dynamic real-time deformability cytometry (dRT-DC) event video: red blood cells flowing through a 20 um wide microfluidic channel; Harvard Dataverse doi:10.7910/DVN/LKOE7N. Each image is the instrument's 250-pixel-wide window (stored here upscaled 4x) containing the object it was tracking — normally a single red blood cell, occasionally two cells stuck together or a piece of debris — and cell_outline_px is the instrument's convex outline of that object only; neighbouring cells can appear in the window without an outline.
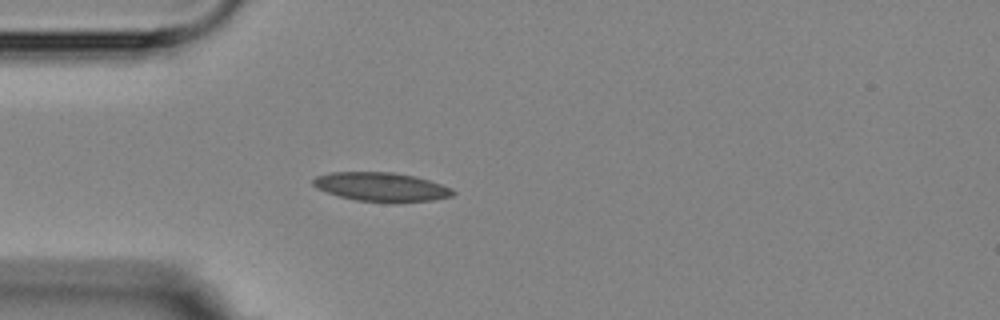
{"species": "Egyptian fruit bat (a non-hibernating species)", "species_latin": "Rousettus aegyptiacus", "temperature_condition": "room temperature", "stored_images_in_passage": 4, "camera_frame_rate_fps": 3000, "um_per_image_px": 0.085, "animal": {"sex": "female"}, "frame": {"image": 1, "passage_image": 4, "time_ms": 3.667, "image_size_px": [1000, 320], "cell_outline_px": [[456, 192], [452, 196], [432, 200], [396, 204], [356, 200], [340, 196], [316, 188], [312, 184], [312, 180], [316, 176], [332, 172], [392, 172], [416, 176], [452, 188]], "centroid_in_image_um": [32.43, 15.9], "position_along_channel_um": 52.6, "area_um2": 23.87}}